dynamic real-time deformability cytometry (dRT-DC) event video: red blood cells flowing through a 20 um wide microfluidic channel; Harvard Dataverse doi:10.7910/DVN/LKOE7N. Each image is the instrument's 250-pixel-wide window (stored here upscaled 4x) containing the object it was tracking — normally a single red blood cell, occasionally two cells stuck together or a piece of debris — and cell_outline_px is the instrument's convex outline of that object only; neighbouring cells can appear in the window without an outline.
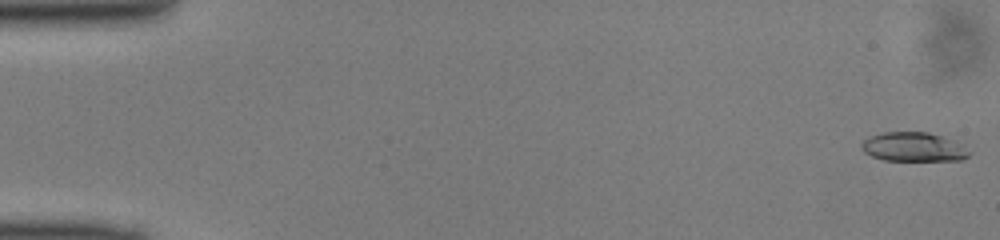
{"species": "common noctule bat (a hibernating species)", "species_latin": "Nyctalus noctula", "temperature_condition": "cold", "stored_images_in_passage": 49, "camera_frame_rate_fps": 3000, "um_per_image_px": 0.085, "animal": {"sex": "male", "body_mass_g": 13.0, "forearm_length_mm": 53.1}, "frame": {"image": 1, "passage_image": 1, "time_ms": 0.0, "image_size_px": [1000, 240], "cell_outline_px": [[972, 152], [964, 160], [884, 160], [872, 156], [864, 152], [860, 148], [860, 144], [864, 140], [872, 136], [884, 132], [928, 132], [964, 144]], "centroid_in_image_um": [77.68, 12.5], "position_along_channel_um": 7.3, "area_um2": 18.32}}
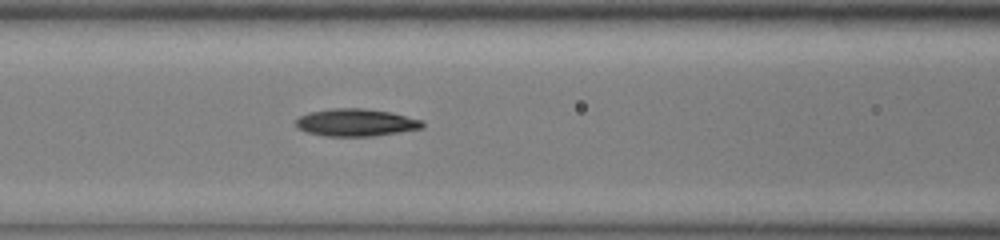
{"frame": {"image": 2, "passage_image": 21, "time_ms": 6.667, "image_size_px": [1000, 240], "cell_outline_px": [[424, 124], [420, 128], [372, 136], [324, 136], [308, 132], [296, 128], [296, 120], [300, 116], [308, 112], [332, 108], [364, 108], [392, 112], [420, 120]], "centroid_in_image_um": [30.19, 10.4], "position_along_channel_um": 136.4, "area_um2": 20.06}}
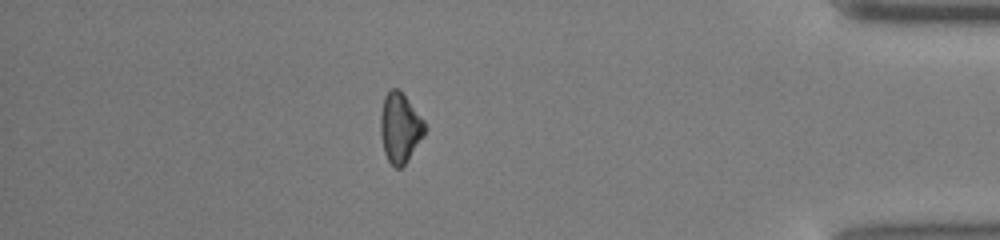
{"frame": {"image": 3, "passage_image": 43, "time_ms": 14.0, "image_size_px": [1000, 240], "cell_outline_px": [[428, 128], [424, 136], [404, 164], [400, 168], [396, 168], [388, 160], [384, 152], [380, 136], [380, 116], [384, 96], [392, 88], [396, 88], [404, 96], [424, 120]], "centroid_in_image_um": [34.0, 10.87], "position_along_channel_um": 401.2, "area_um2": 17.86}}